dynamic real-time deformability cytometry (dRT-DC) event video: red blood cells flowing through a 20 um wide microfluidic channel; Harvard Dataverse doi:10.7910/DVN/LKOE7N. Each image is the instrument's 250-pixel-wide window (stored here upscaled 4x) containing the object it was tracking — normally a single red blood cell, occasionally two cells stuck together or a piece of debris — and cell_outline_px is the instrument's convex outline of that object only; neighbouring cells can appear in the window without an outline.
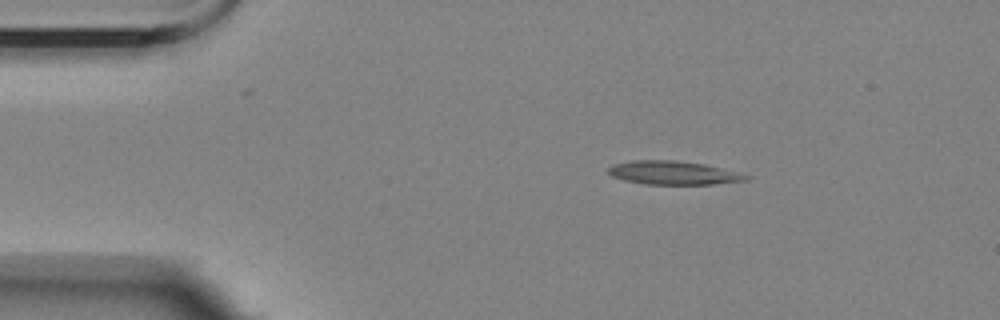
{"species": "Egyptian fruit bat (a non-hibernating species)", "species_latin": "Rousettus aegyptiacus", "temperature_condition": "room temperature", "stored_images_in_passage": 3, "camera_frame_rate_fps": 3000, "um_per_image_px": 0.085, "animal": {"sex": "female"}, "frame": {"image": 1, "passage_image": 1, "time_ms": 0.0, "image_size_px": [1000, 320], "cell_outline_px": [[752, 176], [748, 180], [712, 184], [644, 184], [624, 180], [612, 176], [608, 172], [608, 168], [612, 164], [632, 160], [676, 160], [704, 164], [740, 172]], "centroid_in_image_um": [57.24, 14.68], "position_along_channel_um": 27.8, "area_um2": 19.02}}
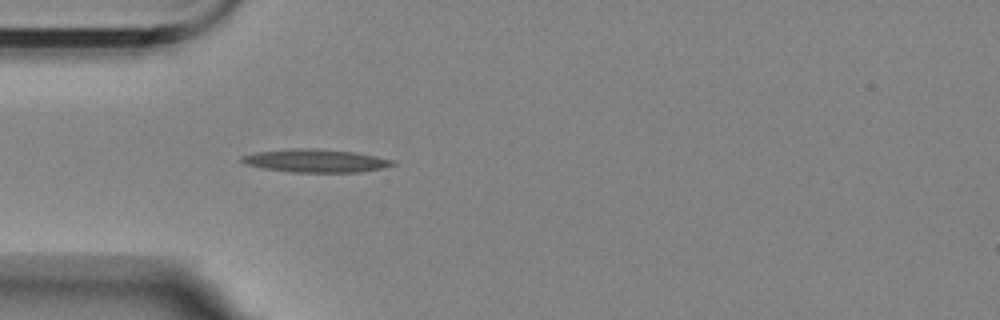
{"frame": {"image": 2, "passage_image": 3, "time_ms": 2.333, "image_size_px": [1000, 320], "cell_outline_px": [[396, 164], [380, 168], [360, 172], [292, 172], [264, 168], [244, 164], [240, 160], [240, 156], [252, 152], [296, 148], [304, 148], [352, 152], [376, 156], [396, 160]], "centroid_in_image_um": [26.78, 13.66], "position_along_channel_um": 58.2, "area_um2": 20.17}}